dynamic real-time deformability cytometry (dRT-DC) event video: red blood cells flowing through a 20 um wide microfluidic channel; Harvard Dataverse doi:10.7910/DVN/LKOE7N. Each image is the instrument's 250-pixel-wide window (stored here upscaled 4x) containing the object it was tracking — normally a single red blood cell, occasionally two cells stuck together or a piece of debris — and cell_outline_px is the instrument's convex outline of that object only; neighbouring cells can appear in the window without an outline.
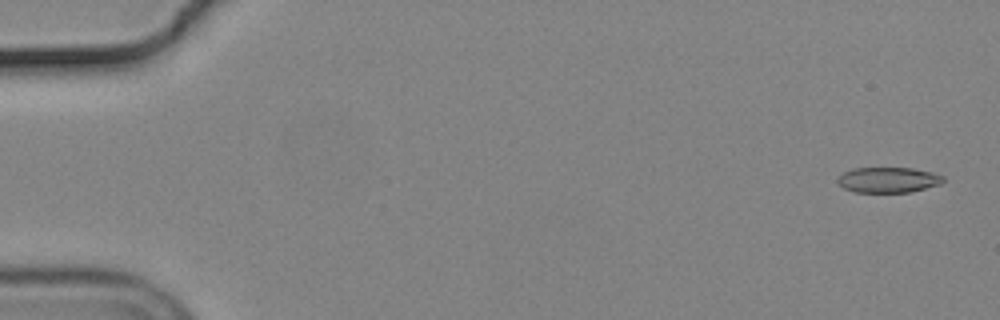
{"species": "common noctule bat (a hibernating species)", "species_latin": "Nyctalus noctula", "temperature_condition": "cold", "stored_images_in_passage": 17, "camera_frame_rate_fps": 3000, "um_per_image_px": 0.085, "animal": {"sex": "male", "body_mass_g": 19.2, "forearm_length_mm": 51.8}, "frame": {"image": 1, "passage_image": 2, "time_ms": 0.333, "image_size_px": [1000, 320], "cell_outline_px": [[944, 180], [940, 184], [908, 192], [856, 192], [844, 188], [836, 180], [844, 172], [852, 168], [912, 168], [932, 172], [944, 176]], "centroid_in_image_um": [75.5, 15.28], "position_along_channel_um": 9.5, "area_um2": 15.49}}
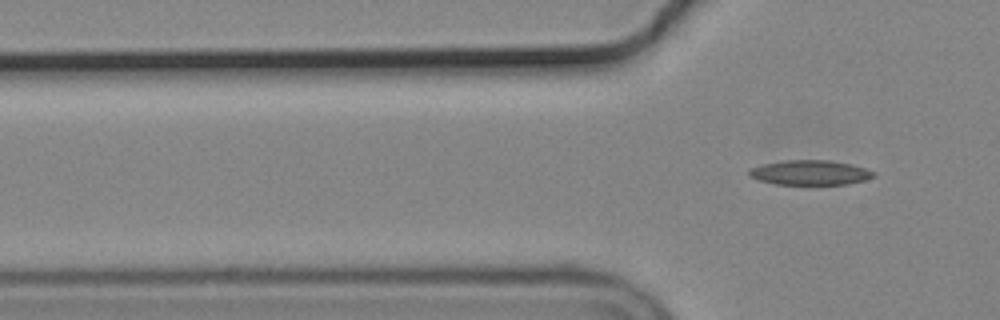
{"frame": {"image": 2, "passage_image": 17, "time_ms": 5.333, "image_size_px": [1000, 320], "cell_outline_px": [[876, 176], [864, 180], [848, 184], [776, 184], [760, 180], [748, 176], [748, 168], [764, 164], [784, 160], [828, 160], [852, 164], [876, 172]], "centroid_in_image_um": [68.86, 14.66], "position_along_channel_um": 56.9, "area_um2": 17.98}}